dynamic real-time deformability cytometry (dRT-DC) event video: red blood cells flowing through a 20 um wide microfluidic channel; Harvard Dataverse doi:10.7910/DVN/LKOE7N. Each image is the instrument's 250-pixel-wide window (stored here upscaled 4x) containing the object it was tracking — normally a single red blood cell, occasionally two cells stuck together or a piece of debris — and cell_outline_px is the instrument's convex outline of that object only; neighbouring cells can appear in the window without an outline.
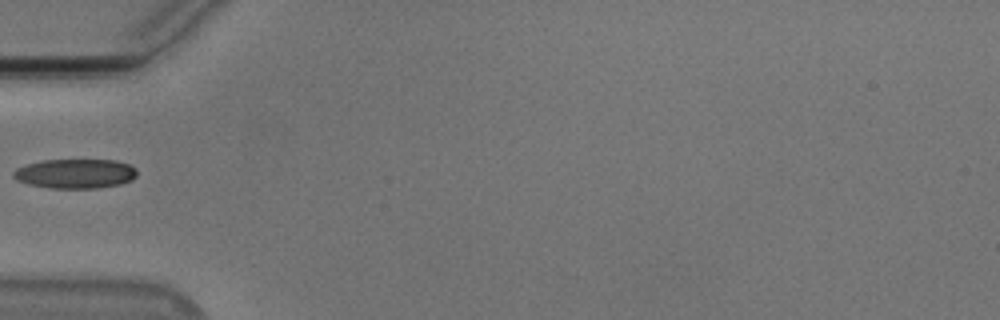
{"species": "Egyptian fruit bat (a non-hibernating species)", "species_latin": "Rousettus aegyptiacus", "temperature_condition": "cold", "stored_images_in_passage": 37, "camera_frame_rate_fps": 3000, "um_per_image_px": 0.085, "animal": {"sex": "male"}, "frame": {"image": 1, "passage_image": 1, "time_ms": 0.0, "image_size_px": [1000, 320], "cell_outline_px": [[136, 176], [132, 180], [120, 184], [96, 188], [52, 188], [28, 184], [16, 180], [12, 176], [12, 172], [16, 168], [28, 164], [44, 160], [116, 160], [132, 164], [136, 168]], "centroid_in_image_um": [6.42, 14.75], "position_along_channel_um": 78.6, "area_um2": 21.33}}
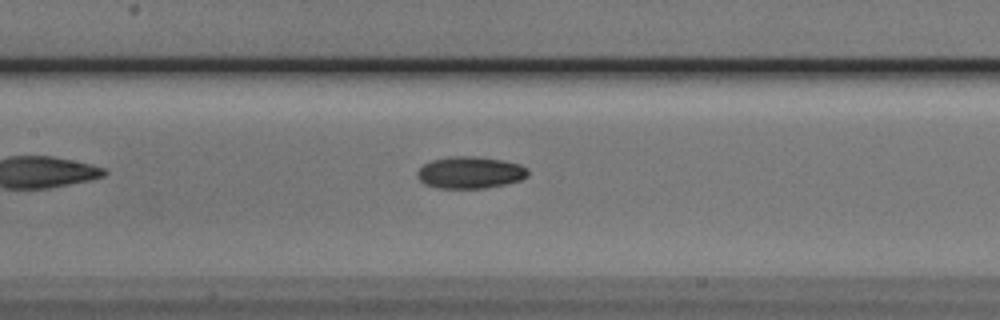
{"frame": {"image": 2, "passage_image": 8, "time_ms": 2.333, "image_size_px": [1000, 320], "cell_outline_px": [[528, 176], [520, 180], [504, 184], [484, 188], [436, 188], [424, 184], [416, 176], [416, 172], [424, 164], [432, 160], [448, 156], [476, 156], [504, 160], [520, 164], [528, 168]], "centroid_in_image_um": [39.95, 14.65], "position_along_channel_um": 167.5, "area_um2": 20.75}}
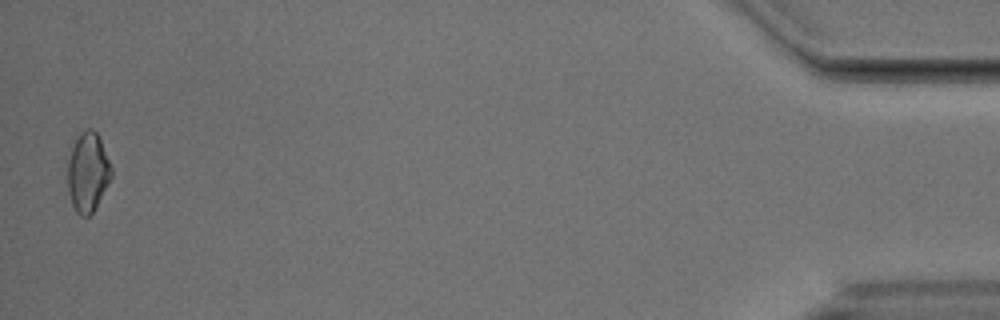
{"frame": {"image": 3, "passage_image": 36, "time_ms": 11.667, "image_size_px": [1000, 320], "cell_outline_px": [[112, 176], [92, 212], [88, 216], [80, 216], [76, 212], [72, 204], [68, 192], [68, 160], [76, 136], [84, 128], [92, 128], [96, 132], [100, 140], [112, 168]], "centroid_in_image_um": [7.45, 14.61], "position_along_channel_um": 427.8, "area_um2": 20.0}}